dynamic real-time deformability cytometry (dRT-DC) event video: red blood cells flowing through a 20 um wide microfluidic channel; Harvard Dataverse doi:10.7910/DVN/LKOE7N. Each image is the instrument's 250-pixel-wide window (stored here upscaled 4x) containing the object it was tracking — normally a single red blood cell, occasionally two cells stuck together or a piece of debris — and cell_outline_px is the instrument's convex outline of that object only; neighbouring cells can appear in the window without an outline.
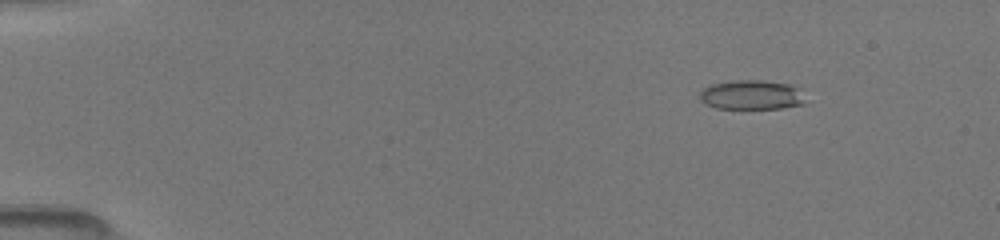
{"species": "common noctule bat (a hibernating species)", "species_latin": "Nyctalus noctula", "temperature_condition": "room temperature", "stored_images_in_passage": 25, "camera_frame_rate_fps": 3000, "um_per_image_px": 0.085, "animal": {"sex": "female", "body_mass_g": 19.5, "forearm_length_mm": 54.1}, "frame": {"image": 1, "passage_image": 5, "time_ms": 2.0, "image_size_px": [1000, 240], "cell_outline_px": [[804, 104], [780, 108], [716, 108], [704, 104], [700, 100], [700, 92], [704, 88], [712, 84], [736, 80], [764, 80], [788, 84], [800, 88], [804, 100]], "centroid_in_image_um": [63.87, 8.06], "position_along_channel_um": 21.1, "area_um2": 18.09}}
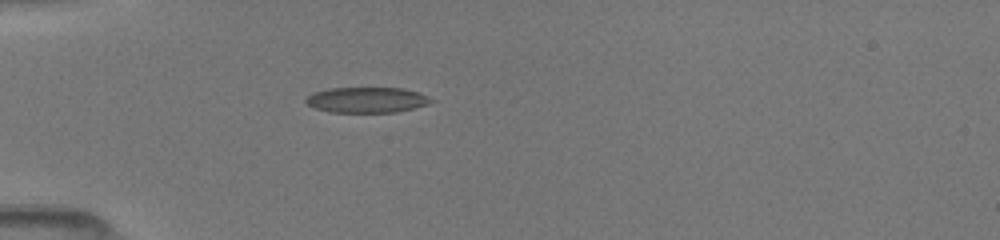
{"frame": {"image": 2, "passage_image": 14, "time_ms": 5.0, "image_size_px": [1000, 240], "cell_outline_px": [[436, 100], [428, 104], [396, 112], [328, 112], [316, 108], [308, 104], [304, 100], [312, 92], [328, 88], [404, 88], [420, 92]], "centroid_in_image_um": [31.19, 8.48], "position_along_channel_um": 53.8, "area_um2": 18.73}}
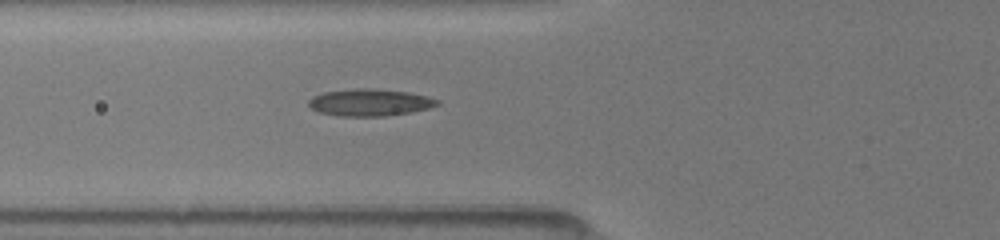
{"frame": {"image": 3, "passage_image": 21, "time_ms": 6.333, "image_size_px": [1000, 240], "cell_outline_px": [[440, 104], [428, 108], [412, 112], [388, 116], [340, 116], [320, 112], [312, 108], [308, 104], [308, 100], [312, 96], [324, 92], [360, 88], [372, 88], [408, 92], [428, 96], [440, 100]], "centroid_in_image_um": [31.46, 8.71], "position_along_channel_um": 94.3, "area_um2": 20.29}}